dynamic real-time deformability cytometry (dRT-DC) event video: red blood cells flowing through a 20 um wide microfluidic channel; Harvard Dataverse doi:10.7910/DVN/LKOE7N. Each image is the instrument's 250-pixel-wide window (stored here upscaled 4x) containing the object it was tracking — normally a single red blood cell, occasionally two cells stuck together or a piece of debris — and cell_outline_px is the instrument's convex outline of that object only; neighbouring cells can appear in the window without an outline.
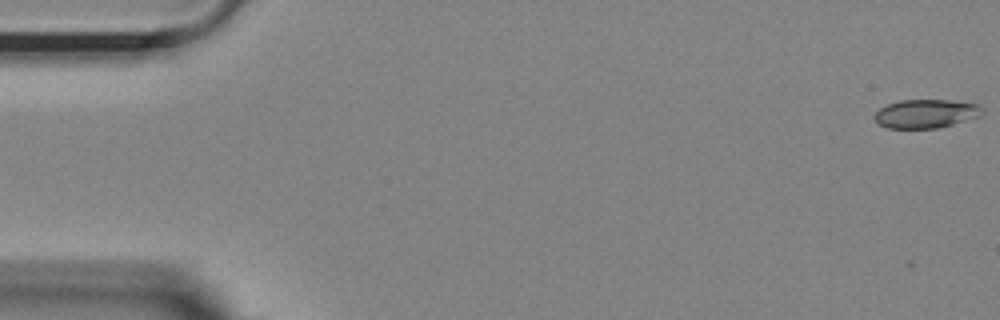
{"species": "Egyptian fruit bat (a non-hibernating species)", "species_latin": "Rousettus aegyptiacus", "temperature_condition": "room temperature", "stored_images_in_passage": 54, "camera_frame_rate_fps": 3000, "um_per_image_px": 0.085, "animal": {"sex": "female"}, "frame": {"image": 1, "passage_image": 1, "time_ms": 0.0, "image_size_px": [1000, 320], "cell_outline_px": [[984, 112], [976, 116], [952, 124], [936, 128], [888, 128], [880, 124], [872, 116], [880, 108], [888, 104], [900, 100], [948, 100], [980, 104], [984, 108]], "centroid_in_image_um": [78.69, 9.65], "position_along_channel_um": 6.3, "area_um2": 17.8}}
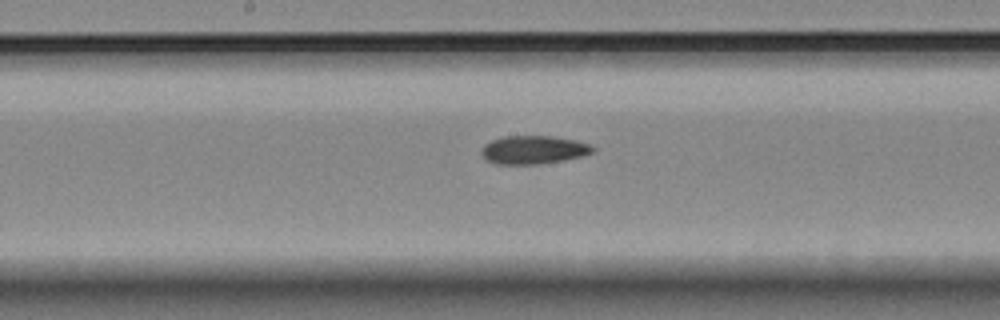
{"frame": {"image": 2, "passage_image": 28, "time_ms": 9.0, "image_size_px": [1000, 320], "cell_outline_px": [[596, 148], [592, 152], [584, 156], [564, 160], [540, 164], [496, 164], [484, 160], [480, 156], [480, 152], [484, 144], [492, 140], [504, 136], [552, 136], [576, 140], [592, 144]], "centroid_in_image_um": [45.34, 12.74], "position_along_channel_um": 202.9, "area_um2": 18.73}}
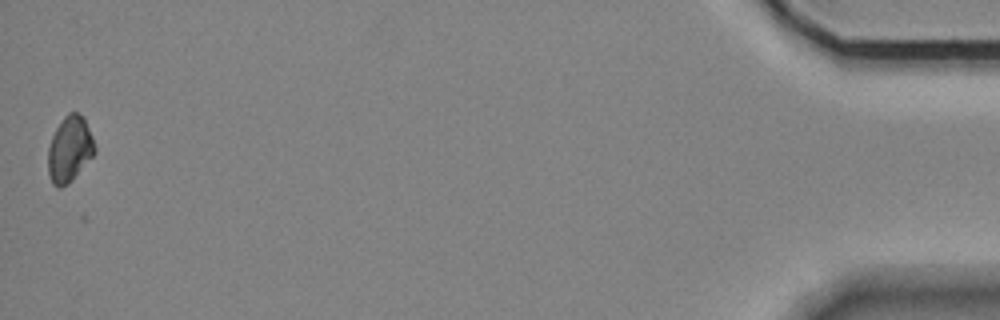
{"frame": {"image": 3, "passage_image": 54, "time_ms": 17.667, "image_size_px": [1000, 320], "cell_outline_px": [[96, 152], [72, 180], [68, 184], [60, 188], [56, 188], [52, 184], [48, 172], [48, 148], [52, 136], [56, 128], [64, 116], [68, 112], [76, 112], [84, 116], [92, 136], [96, 148]], "centroid_in_image_um": [5.92, 12.68], "position_along_channel_um": 429.3, "area_um2": 18.03}}